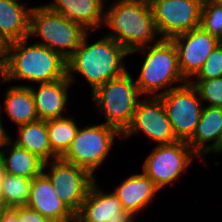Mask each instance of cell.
Listing matches in <instances>:
<instances>
[{"label": "cell", "mask_w": 222, "mask_h": 222, "mask_svg": "<svg viewBox=\"0 0 222 222\" xmlns=\"http://www.w3.org/2000/svg\"><path fill=\"white\" fill-rule=\"evenodd\" d=\"M28 39L4 46L0 66L2 82L23 80L39 84L64 78L67 75L66 59L42 44L28 45Z\"/></svg>", "instance_id": "cell-1"}, {"label": "cell", "mask_w": 222, "mask_h": 222, "mask_svg": "<svg viewBox=\"0 0 222 222\" xmlns=\"http://www.w3.org/2000/svg\"><path fill=\"white\" fill-rule=\"evenodd\" d=\"M89 31L83 37L80 46L66 60L67 77L73 84V73L83 76L91 87V92L107 81L127 71L124 58L129 55L123 46L105 35L100 40L89 44Z\"/></svg>", "instance_id": "cell-2"}, {"label": "cell", "mask_w": 222, "mask_h": 222, "mask_svg": "<svg viewBox=\"0 0 222 222\" xmlns=\"http://www.w3.org/2000/svg\"><path fill=\"white\" fill-rule=\"evenodd\" d=\"M106 10L103 26H108L110 33L105 35L113 38L128 53L147 47V44L150 45L154 40V44L162 40L158 37L160 34L153 18L150 2L117 0Z\"/></svg>", "instance_id": "cell-3"}, {"label": "cell", "mask_w": 222, "mask_h": 222, "mask_svg": "<svg viewBox=\"0 0 222 222\" xmlns=\"http://www.w3.org/2000/svg\"><path fill=\"white\" fill-rule=\"evenodd\" d=\"M140 51L146 54L136 81L141 95L149 97L151 94L150 97H159L180 86H172V84L187 82L180 72L177 50L170 39H162L156 44L135 50L129 55L140 53ZM162 89L164 91H161Z\"/></svg>", "instance_id": "cell-4"}, {"label": "cell", "mask_w": 222, "mask_h": 222, "mask_svg": "<svg viewBox=\"0 0 222 222\" xmlns=\"http://www.w3.org/2000/svg\"><path fill=\"white\" fill-rule=\"evenodd\" d=\"M91 93L97 108L105 115L106 122L103 123L123 134L130 126L141 100L139 97L142 96L129 71L107 81Z\"/></svg>", "instance_id": "cell-5"}, {"label": "cell", "mask_w": 222, "mask_h": 222, "mask_svg": "<svg viewBox=\"0 0 222 222\" xmlns=\"http://www.w3.org/2000/svg\"><path fill=\"white\" fill-rule=\"evenodd\" d=\"M88 31L80 24L71 21L47 5L32 7L30 12L29 36H39L43 41L36 42L58 52L68 59Z\"/></svg>", "instance_id": "cell-6"}, {"label": "cell", "mask_w": 222, "mask_h": 222, "mask_svg": "<svg viewBox=\"0 0 222 222\" xmlns=\"http://www.w3.org/2000/svg\"><path fill=\"white\" fill-rule=\"evenodd\" d=\"M79 128L71 146L61 157L64 161L88 170L92 175L107 158L115 137L122 134L104 123Z\"/></svg>", "instance_id": "cell-7"}, {"label": "cell", "mask_w": 222, "mask_h": 222, "mask_svg": "<svg viewBox=\"0 0 222 222\" xmlns=\"http://www.w3.org/2000/svg\"><path fill=\"white\" fill-rule=\"evenodd\" d=\"M178 141L188 142L202 115L203 103L195 86L187 81L159 96Z\"/></svg>", "instance_id": "cell-8"}, {"label": "cell", "mask_w": 222, "mask_h": 222, "mask_svg": "<svg viewBox=\"0 0 222 222\" xmlns=\"http://www.w3.org/2000/svg\"><path fill=\"white\" fill-rule=\"evenodd\" d=\"M46 169L50 171L46 172ZM43 173L49 178L58 197L75 215L80 211L92 184L96 181L88 170L62 158L45 162Z\"/></svg>", "instance_id": "cell-9"}, {"label": "cell", "mask_w": 222, "mask_h": 222, "mask_svg": "<svg viewBox=\"0 0 222 222\" xmlns=\"http://www.w3.org/2000/svg\"><path fill=\"white\" fill-rule=\"evenodd\" d=\"M199 156L185 141L157 145L143 163V173L159 188L173 185L181 173Z\"/></svg>", "instance_id": "cell-10"}, {"label": "cell", "mask_w": 222, "mask_h": 222, "mask_svg": "<svg viewBox=\"0 0 222 222\" xmlns=\"http://www.w3.org/2000/svg\"><path fill=\"white\" fill-rule=\"evenodd\" d=\"M162 39L200 27L202 0H150Z\"/></svg>", "instance_id": "cell-11"}, {"label": "cell", "mask_w": 222, "mask_h": 222, "mask_svg": "<svg viewBox=\"0 0 222 222\" xmlns=\"http://www.w3.org/2000/svg\"><path fill=\"white\" fill-rule=\"evenodd\" d=\"M143 133L158 145L171 144L176 141L171 122L162 100L159 97H149L139 101L130 126L122 134L127 139L136 133Z\"/></svg>", "instance_id": "cell-12"}, {"label": "cell", "mask_w": 222, "mask_h": 222, "mask_svg": "<svg viewBox=\"0 0 222 222\" xmlns=\"http://www.w3.org/2000/svg\"><path fill=\"white\" fill-rule=\"evenodd\" d=\"M176 47L182 76L190 81L202 68L208 56L221 42L201 27L170 38Z\"/></svg>", "instance_id": "cell-13"}, {"label": "cell", "mask_w": 222, "mask_h": 222, "mask_svg": "<svg viewBox=\"0 0 222 222\" xmlns=\"http://www.w3.org/2000/svg\"><path fill=\"white\" fill-rule=\"evenodd\" d=\"M92 184L75 222H135V216L126 212L114 192L107 193Z\"/></svg>", "instance_id": "cell-14"}, {"label": "cell", "mask_w": 222, "mask_h": 222, "mask_svg": "<svg viewBox=\"0 0 222 222\" xmlns=\"http://www.w3.org/2000/svg\"><path fill=\"white\" fill-rule=\"evenodd\" d=\"M27 207L51 222H75L76 215L58 197L49 178L42 172L32 179Z\"/></svg>", "instance_id": "cell-15"}, {"label": "cell", "mask_w": 222, "mask_h": 222, "mask_svg": "<svg viewBox=\"0 0 222 222\" xmlns=\"http://www.w3.org/2000/svg\"><path fill=\"white\" fill-rule=\"evenodd\" d=\"M72 83L67 75L52 82L39 83V88L29 86L35 101L39 120L62 118L68 103V90Z\"/></svg>", "instance_id": "cell-16"}, {"label": "cell", "mask_w": 222, "mask_h": 222, "mask_svg": "<svg viewBox=\"0 0 222 222\" xmlns=\"http://www.w3.org/2000/svg\"><path fill=\"white\" fill-rule=\"evenodd\" d=\"M159 190L154 182L142 172L125 178L113 192L121 201L123 209L136 217L140 211L151 204Z\"/></svg>", "instance_id": "cell-17"}, {"label": "cell", "mask_w": 222, "mask_h": 222, "mask_svg": "<svg viewBox=\"0 0 222 222\" xmlns=\"http://www.w3.org/2000/svg\"><path fill=\"white\" fill-rule=\"evenodd\" d=\"M105 0H54L46 5L54 12L94 31L104 23Z\"/></svg>", "instance_id": "cell-18"}, {"label": "cell", "mask_w": 222, "mask_h": 222, "mask_svg": "<svg viewBox=\"0 0 222 222\" xmlns=\"http://www.w3.org/2000/svg\"><path fill=\"white\" fill-rule=\"evenodd\" d=\"M31 9L19 0H0V42L3 46L29 38Z\"/></svg>", "instance_id": "cell-19"}, {"label": "cell", "mask_w": 222, "mask_h": 222, "mask_svg": "<svg viewBox=\"0 0 222 222\" xmlns=\"http://www.w3.org/2000/svg\"><path fill=\"white\" fill-rule=\"evenodd\" d=\"M222 131V108L203 106L201 118L192 138L187 142L191 149L204 162L203 155L212 152L218 145ZM207 145L206 143L212 142ZM205 144V145H204Z\"/></svg>", "instance_id": "cell-20"}, {"label": "cell", "mask_w": 222, "mask_h": 222, "mask_svg": "<svg viewBox=\"0 0 222 222\" xmlns=\"http://www.w3.org/2000/svg\"><path fill=\"white\" fill-rule=\"evenodd\" d=\"M11 138L0 147V158L5 173L30 179L41 174L45 162L28 150L17 146Z\"/></svg>", "instance_id": "cell-21"}, {"label": "cell", "mask_w": 222, "mask_h": 222, "mask_svg": "<svg viewBox=\"0 0 222 222\" xmlns=\"http://www.w3.org/2000/svg\"><path fill=\"white\" fill-rule=\"evenodd\" d=\"M4 105L0 106L17 126L39 120L33 94L29 86L14 85L7 88Z\"/></svg>", "instance_id": "cell-22"}, {"label": "cell", "mask_w": 222, "mask_h": 222, "mask_svg": "<svg viewBox=\"0 0 222 222\" xmlns=\"http://www.w3.org/2000/svg\"><path fill=\"white\" fill-rule=\"evenodd\" d=\"M17 133V138L11 139L17 146L35 154L44 162L59 158L51 149L45 120L18 126Z\"/></svg>", "instance_id": "cell-23"}, {"label": "cell", "mask_w": 222, "mask_h": 222, "mask_svg": "<svg viewBox=\"0 0 222 222\" xmlns=\"http://www.w3.org/2000/svg\"><path fill=\"white\" fill-rule=\"evenodd\" d=\"M46 125L51 149L61 158L71 146L79 126L72 116L46 120Z\"/></svg>", "instance_id": "cell-24"}, {"label": "cell", "mask_w": 222, "mask_h": 222, "mask_svg": "<svg viewBox=\"0 0 222 222\" xmlns=\"http://www.w3.org/2000/svg\"><path fill=\"white\" fill-rule=\"evenodd\" d=\"M31 185L30 178L5 173L2 183L3 208L26 206Z\"/></svg>", "instance_id": "cell-25"}, {"label": "cell", "mask_w": 222, "mask_h": 222, "mask_svg": "<svg viewBox=\"0 0 222 222\" xmlns=\"http://www.w3.org/2000/svg\"><path fill=\"white\" fill-rule=\"evenodd\" d=\"M190 82L197 89L204 105L207 103V106L222 108V77L213 79H191Z\"/></svg>", "instance_id": "cell-26"}, {"label": "cell", "mask_w": 222, "mask_h": 222, "mask_svg": "<svg viewBox=\"0 0 222 222\" xmlns=\"http://www.w3.org/2000/svg\"><path fill=\"white\" fill-rule=\"evenodd\" d=\"M200 27L222 42V5L202 3Z\"/></svg>", "instance_id": "cell-27"}, {"label": "cell", "mask_w": 222, "mask_h": 222, "mask_svg": "<svg viewBox=\"0 0 222 222\" xmlns=\"http://www.w3.org/2000/svg\"><path fill=\"white\" fill-rule=\"evenodd\" d=\"M218 77H222V42L214 48L202 68L195 75V79H213Z\"/></svg>", "instance_id": "cell-28"}, {"label": "cell", "mask_w": 222, "mask_h": 222, "mask_svg": "<svg viewBox=\"0 0 222 222\" xmlns=\"http://www.w3.org/2000/svg\"><path fill=\"white\" fill-rule=\"evenodd\" d=\"M17 218L18 222H51L38 211L27 206L17 207Z\"/></svg>", "instance_id": "cell-29"}, {"label": "cell", "mask_w": 222, "mask_h": 222, "mask_svg": "<svg viewBox=\"0 0 222 222\" xmlns=\"http://www.w3.org/2000/svg\"><path fill=\"white\" fill-rule=\"evenodd\" d=\"M0 222H18L17 207L0 209Z\"/></svg>", "instance_id": "cell-30"}, {"label": "cell", "mask_w": 222, "mask_h": 222, "mask_svg": "<svg viewBox=\"0 0 222 222\" xmlns=\"http://www.w3.org/2000/svg\"><path fill=\"white\" fill-rule=\"evenodd\" d=\"M1 113H3V110H1V107H0V147L3 143H5L10 138V136L8 135V132H6L7 130H5V128L3 127L4 125L2 124Z\"/></svg>", "instance_id": "cell-31"}, {"label": "cell", "mask_w": 222, "mask_h": 222, "mask_svg": "<svg viewBox=\"0 0 222 222\" xmlns=\"http://www.w3.org/2000/svg\"><path fill=\"white\" fill-rule=\"evenodd\" d=\"M4 174H5V170H4L2 160L0 158V209H3L2 183L4 179Z\"/></svg>", "instance_id": "cell-32"}, {"label": "cell", "mask_w": 222, "mask_h": 222, "mask_svg": "<svg viewBox=\"0 0 222 222\" xmlns=\"http://www.w3.org/2000/svg\"><path fill=\"white\" fill-rule=\"evenodd\" d=\"M221 151H222V131H221V135L218 140V145L212 152H214L216 154L217 152L219 153Z\"/></svg>", "instance_id": "cell-33"}, {"label": "cell", "mask_w": 222, "mask_h": 222, "mask_svg": "<svg viewBox=\"0 0 222 222\" xmlns=\"http://www.w3.org/2000/svg\"><path fill=\"white\" fill-rule=\"evenodd\" d=\"M3 58H4V46L0 42V66H1V64L3 62Z\"/></svg>", "instance_id": "cell-34"}, {"label": "cell", "mask_w": 222, "mask_h": 222, "mask_svg": "<svg viewBox=\"0 0 222 222\" xmlns=\"http://www.w3.org/2000/svg\"><path fill=\"white\" fill-rule=\"evenodd\" d=\"M202 3H215L222 5V0H202Z\"/></svg>", "instance_id": "cell-35"}]
</instances>
